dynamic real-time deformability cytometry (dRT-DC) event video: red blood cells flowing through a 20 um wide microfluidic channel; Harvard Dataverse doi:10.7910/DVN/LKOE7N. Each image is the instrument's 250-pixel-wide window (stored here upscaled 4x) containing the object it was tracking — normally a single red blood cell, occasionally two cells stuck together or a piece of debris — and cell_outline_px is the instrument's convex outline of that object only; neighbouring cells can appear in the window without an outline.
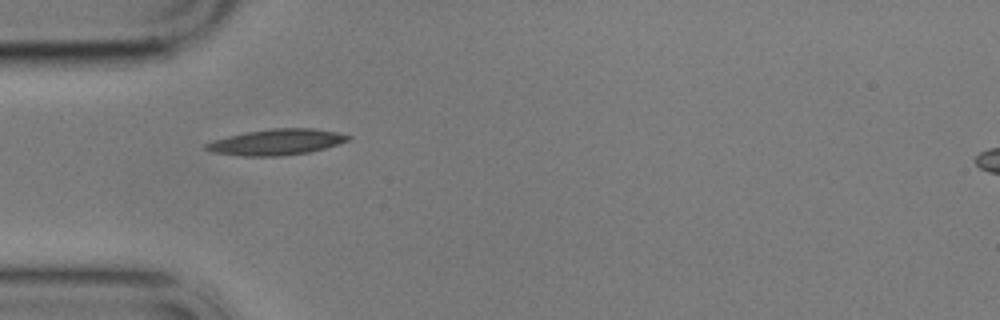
{"species": "common noctule bat (a hibernating species)", "species_latin": "Nyctalus noctula", "temperature_condition": "cold", "stored_images_in_passage": 1, "camera_frame_rate_fps": 3000, "um_per_image_px": 0.085, "animal": {"sex": "male", "body_mass_g": 17.9}, "frame": {"image": 1, "passage_image": 1, "time_ms": 0.0, "image_size_px": [1000, 320], "cell_outline_px": [[352, 136], [348, 140], [324, 148], [308, 152], [280, 156], [240, 156], [212, 152], [204, 148], [204, 144], [212, 140], [244, 132], [272, 128], [312, 128], [336, 132]], "centroid_in_image_um": [23.44, 12.07], "position_along_channel_um": 61.6, "area_um2": 21.39}}